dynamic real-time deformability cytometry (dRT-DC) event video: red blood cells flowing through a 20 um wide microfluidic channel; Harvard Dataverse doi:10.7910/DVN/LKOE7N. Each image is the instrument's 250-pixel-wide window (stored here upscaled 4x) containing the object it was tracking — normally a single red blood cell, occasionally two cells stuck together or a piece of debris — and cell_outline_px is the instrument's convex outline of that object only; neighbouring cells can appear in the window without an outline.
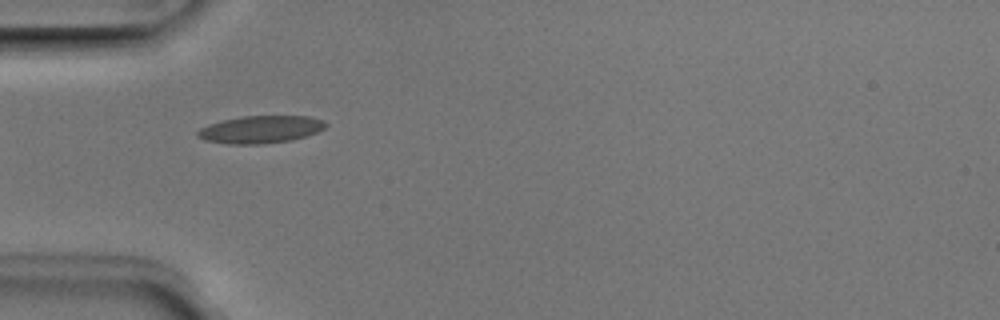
{"species": "Egyptian fruit bat (a non-hibernating species)", "species_latin": "Rousettus aegyptiacus", "temperature_condition": "room temperature", "stored_images_in_passage": 16, "camera_frame_rate_fps": 3000, "um_per_image_px": 0.085, "animal": {"sex": "male"}, "frame": {"image": 1, "passage_image": 1, "time_ms": 0.0, "image_size_px": [1000, 320], "cell_outline_px": [[328, 124], [324, 128], [316, 132], [292, 140], [260, 144], [228, 144], [204, 140], [196, 136], [196, 132], [200, 128], [208, 124], [224, 120], [244, 116], [308, 116], [324, 120]], "centroid_in_image_um": [22.13, 11.0], "position_along_channel_um": 62.9, "area_um2": 20.46}}
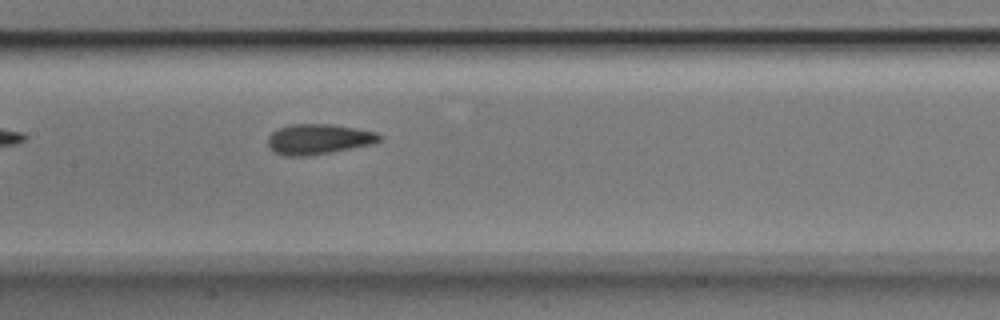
{"frame": {"image": 2, "passage_image": 10, "time_ms": 3.0, "image_size_px": [1000, 320], "cell_outline_px": [[384, 136], [380, 140], [372, 144], [308, 156], [284, 156], [276, 152], [268, 144], [268, 136], [272, 132], [280, 128], [292, 124], [332, 124], [376, 132]], "centroid_in_image_um": [27.09, 11.82], "position_along_channel_um": 180.3, "area_um2": 19.48}}
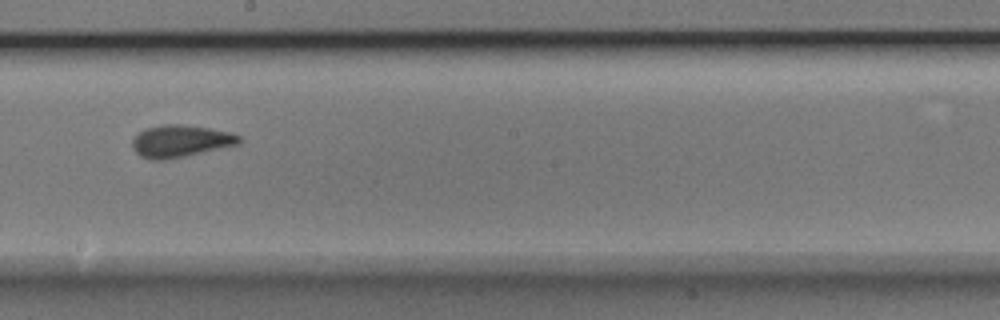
{"frame": {"image": 3, "passage_image": 14, "time_ms": 4.333, "image_size_px": [1000, 320], "cell_outline_px": [[240, 144], [184, 156], [164, 160], [148, 160], [140, 156], [132, 148], [132, 140], [144, 128], [160, 124], [184, 124], [232, 132], [240, 136]], "centroid_in_image_um": [15.32, 11.99], "position_along_channel_um": 232.9, "area_um2": 20.11}}